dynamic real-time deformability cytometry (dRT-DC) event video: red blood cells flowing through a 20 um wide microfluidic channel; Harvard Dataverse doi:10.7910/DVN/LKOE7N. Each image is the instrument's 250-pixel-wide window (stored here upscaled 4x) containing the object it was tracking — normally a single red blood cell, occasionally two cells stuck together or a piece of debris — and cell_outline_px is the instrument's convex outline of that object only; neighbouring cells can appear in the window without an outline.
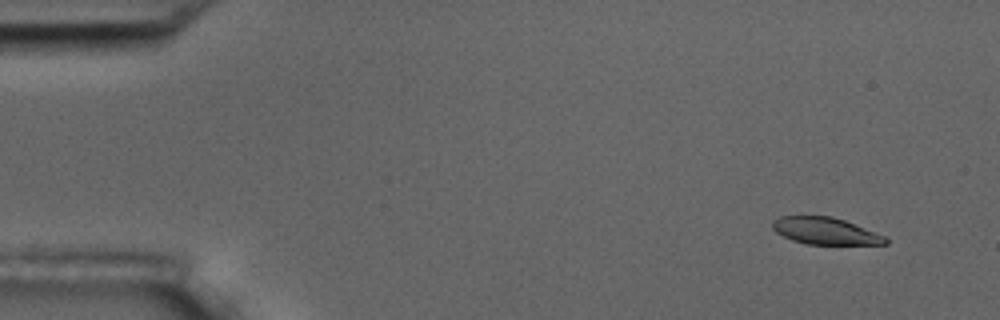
{"species": "common noctule bat (a hibernating species)", "species_latin": "Nyctalus noctula", "temperature_condition": "room temperature", "stored_images_in_passage": 58, "camera_frame_rate_fps": 3000, "um_per_image_px": 0.085, "animal": {"sex": "male", "body_mass_g": 17.5, "forearm_length_mm": 52.3}, "frame": {"image": 1, "passage_image": 5, "time_ms": 1.333, "image_size_px": [1000, 320], "cell_outline_px": [[888, 244], [808, 244], [792, 240], [776, 232], [772, 228], [772, 220], [780, 216], [800, 212], [832, 216], [844, 220], [884, 236], [888, 240]], "centroid_in_image_um": [70.04, 19.57], "position_along_channel_um": 15.0, "area_um2": 18.26}}
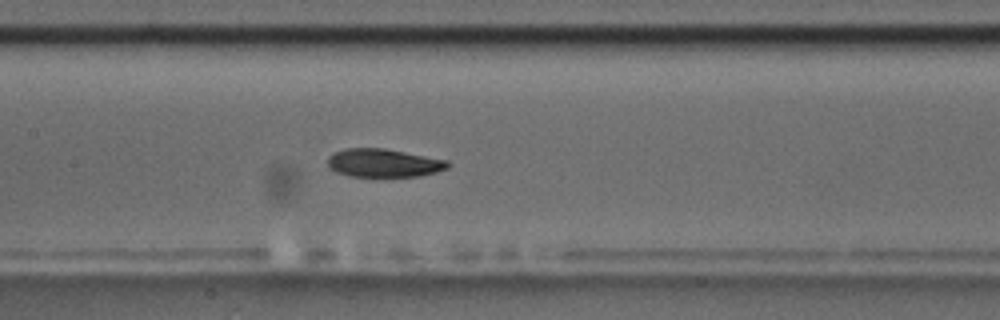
{"frame": {"image": 2, "passage_image": 28, "time_ms": 9.0, "image_size_px": [1000, 320], "cell_outline_px": [[452, 164], [448, 168], [436, 172], [420, 176], [348, 176], [336, 172], [328, 168], [328, 156], [332, 152], [344, 148], [384, 148], [448, 160]], "centroid_in_image_um": [32.59, 13.84], "position_along_channel_um": 174.8, "area_um2": 20.0}}
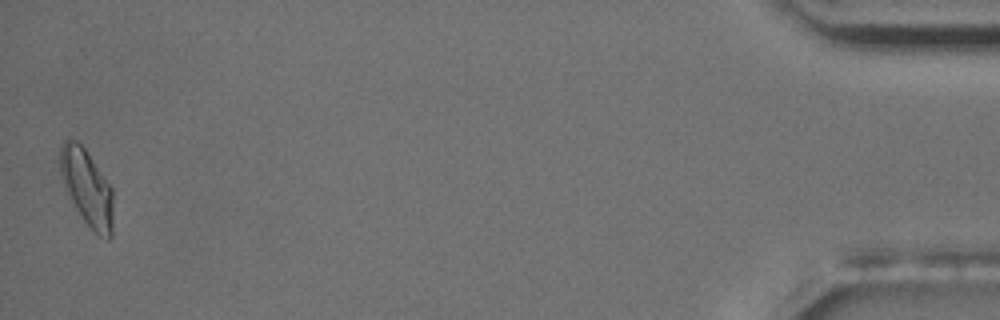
{"frame": {"image": 3, "passage_image": 57, "time_ms": 18.667, "image_size_px": [1000, 320], "cell_outline_px": [[112, 236], [108, 240], [100, 236], [84, 220], [76, 208], [64, 188], [60, 172], [60, 144], [68, 136], [72, 136], [84, 148], [112, 188]], "centroid_in_image_um": [7.36, 15.9], "position_along_channel_um": 427.8, "area_um2": 23.41}, "authors_computed_cell_mechanics": {"area_um2": 20.3745, "velocity_mm_per_s": 3.5577, "shape_relaxation_time_tau1_ms": 4.0801, "shape_relaxation_time_tau2_ms": 2.0952, "deformation_change_tau1": 0.1633, "deformation_change_tau2": 0.0692}}